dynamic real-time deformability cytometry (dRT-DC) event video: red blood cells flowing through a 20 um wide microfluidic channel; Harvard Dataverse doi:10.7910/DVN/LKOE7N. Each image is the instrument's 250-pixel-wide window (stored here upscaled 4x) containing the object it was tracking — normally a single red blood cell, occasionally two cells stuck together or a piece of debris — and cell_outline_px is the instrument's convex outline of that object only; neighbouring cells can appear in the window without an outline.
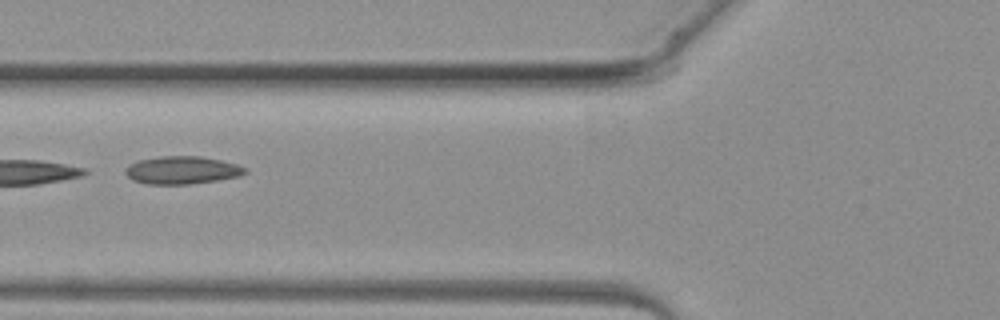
{"species": "common noctule bat (a hibernating species)", "species_latin": "Nyctalus noctula", "temperature_condition": "warm", "stored_images_in_passage": 4, "camera_frame_rate_fps": 3000, "um_per_image_px": 0.085, "animal": {"sex": "female", "body_mass_g": 19.3, "forearm_length_mm": 54.1}, "frame": {"image": 1, "passage_image": 3, "time_ms": 2.333, "image_size_px": [1000, 320], "cell_outline_px": [[248, 172], [240, 176], [216, 180], [188, 184], [144, 184], [132, 180], [124, 172], [124, 168], [128, 164], [136, 160], [160, 156], [200, 156], [220, 160], [236, 164], [248, 168]], "centroid_in_image_um": [15.43, 14.46], "position_along_channel_um": 110.4, "area_um2": 19.59}}
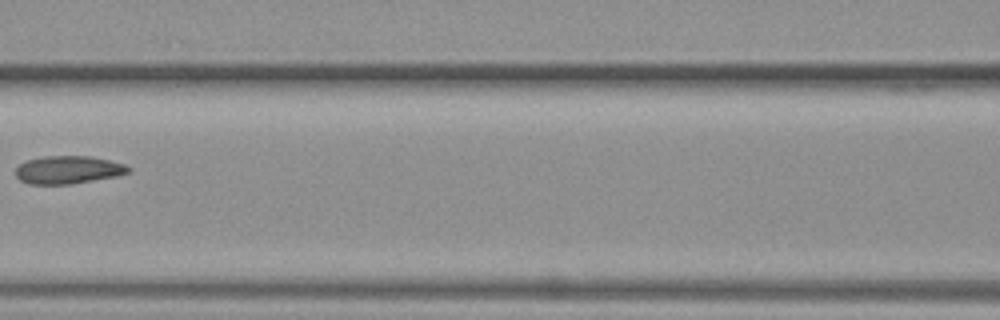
{"frame": {"image": 2, "passage_image": 4, "time_ms": 3.333, "image_size_px": [1000, 320], "cell_outline_px": [[132, 172], [116, 176], [72, 184], [28, 184], [20, 180], [16, 176], [16, 168], [20, 164], [28, 160], [44, 156], [92, 156], [124, 164], [132, 168]], "centroid_in_image_um": [5.82, 14.44], "position_along_channel_um": 160.8, "area_um2": 18.38}}